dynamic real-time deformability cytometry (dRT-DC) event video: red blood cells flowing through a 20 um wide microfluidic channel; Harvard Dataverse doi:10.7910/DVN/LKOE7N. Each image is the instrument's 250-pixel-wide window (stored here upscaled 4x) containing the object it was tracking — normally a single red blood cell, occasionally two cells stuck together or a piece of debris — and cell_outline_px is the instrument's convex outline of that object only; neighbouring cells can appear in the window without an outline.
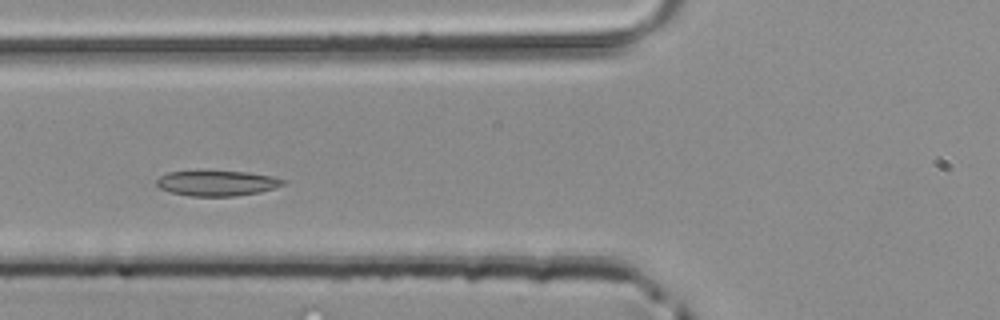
{"species": "common noctule bat (a hibernating species)", "species_latin": "Nyctalus noctula", "temperature_condition": "room temperature", "stored_images_in_passage": 43, "camera_frame_rate_fps": 3000, "um_per_image_px": 0.085, "animal": {"sex": "male", "body_mass_g": 20.4}, "frame": {"image": 1, "passage_image": 13, "time_ms": 4.0, "image_size_px": [1000, 320], "cell_outline_px": [[288, 180], [284, 184], [260, 192], [232, 196], [192, 196], [172, 192], [160, 188], [156, 184], [156, 180], [160, 176], [168, 172], [204, 168], [248, 172], [272, 176]], "centroid_in_image_um": [18.41, 15.51], "position_along_channel_um": 107.4, "area_um2": 19.42}}
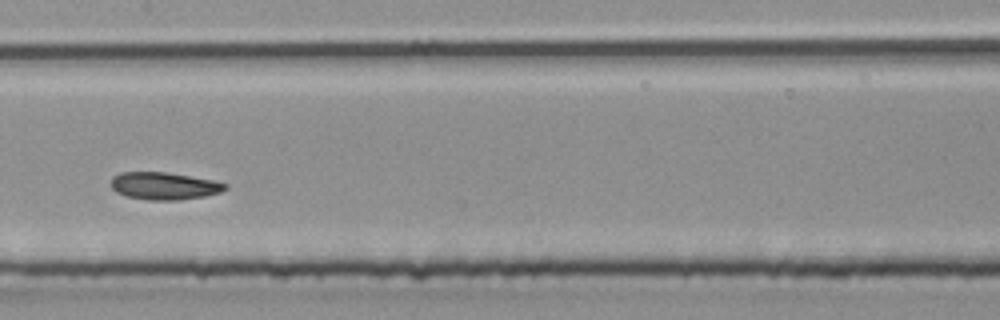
{"frame": {"image": 2, "passage_image": 19, "time_ms": 6.0, "image_size_px": [1000, 320], "cell_outline_px": [[228, 188], [220, 192], [204, 196], [180, 200], [148, 200], [128, 196], [116, 192], [108, 184], [112, 176], [120, 172], [168, 172], [212, 180], [228, 184]], "centroid_in_image_um": [13.92, 15.79], "position_along_channel_um": 193.5, "area_um2": 18.38}}
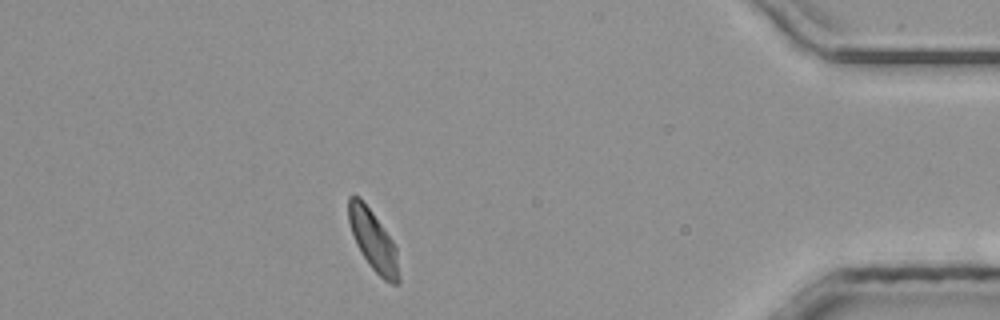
{"frame": {"image": 3, "passage_image": 37, "time_ms": 12.0, "image_size_px": [1000, 320], "cell_outline_px": [[400, 284], [392, 284], [384, 280], [368, 264], [360, 252], [356, 244], [348, 220], [348, 196], [352, 192], [360, 196], [372, 212], [392, 240], [396, 248], [400, 276]], "centroid_in_image_um": [31.71, 20.43], "position_along_channel_um": 403.5, "area_um2": 17.86}}